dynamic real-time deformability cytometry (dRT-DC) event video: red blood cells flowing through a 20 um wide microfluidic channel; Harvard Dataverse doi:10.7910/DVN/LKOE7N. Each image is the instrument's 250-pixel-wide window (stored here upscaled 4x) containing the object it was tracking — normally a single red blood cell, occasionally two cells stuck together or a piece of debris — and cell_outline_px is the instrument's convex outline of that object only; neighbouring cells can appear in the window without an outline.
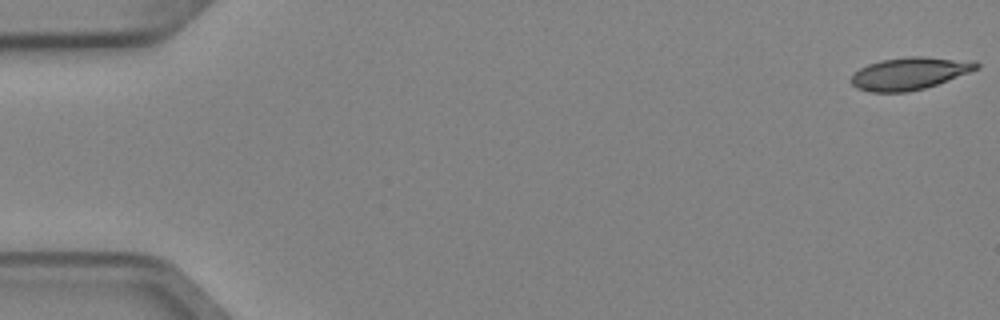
{"species": "Egyptian fruit bat (a non-hibernating species)", "species_latin": "Rousettus aegyptiacus", "temperature_condition": "cold", "stored_images_in_passage": 5, "camera_frame_rate_fps": 3000, "um_per_image_px": 0.085, "animal": {"sex": "female"}, "frame": {"image": 1, "passage_image": 1, "time_ms": 0.0, "image_size_px": [1000, 320], "cell_outline_px": [[980, 68], [936, 84], [924, 88], [908, 92], [872, 92], [856, 88], [848, 80], [860, 68], [868, 64], [880, 60], [908, 56], [924, 56], [976, 60], [980, 64]], "centroid_in_image_um": [77.33, 6.22], "position_along_channel_um": 7.7, "area_um2": 23.81}}